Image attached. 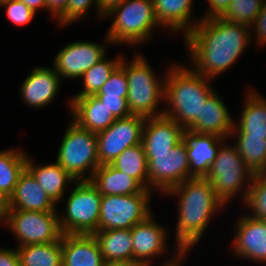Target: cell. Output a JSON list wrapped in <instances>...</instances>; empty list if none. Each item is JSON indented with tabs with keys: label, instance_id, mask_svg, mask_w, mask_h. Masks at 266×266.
Instances as JSON below:
<instances>
[{
	"label": "cell",
	"instance_id": "10",
	"mask_svg": "<svg viewBox=\"0 0 266 266\" xmlns=\"http://www.w3.org/2000/svg\"><path fill=\"white\" fill-rule=\"evenodd\" d=\"M19 242L17 247L61 239L58 212L10 210L4 222Z\"/></svg>",
	"mask_w": 266,
	"mask_h": 266
},
{
	"label": "cell",
	"instance_id": "29",
	"mask_svg": "<svg viewBox=\"0 0 266 266\" xmlns=\"http://www.w3.org/2000/svg\"><path fill=\"white\" fill-rule=\"evenodd\" d=\"M111 165L148 189V161L142 143L125 149Z\"/></svg>",
	"mask_w": 266,
	"mask_h": 266
},
{
	"label": "cell",
	"instance_id": "38",
	"mask_svg": "<svg viewBox=\"0 0 266 266\" xmlns=\"http://www.w3.org/2000/svg\"><path fill=\"white\" fill-rule=\"evenodd\" d=\"M111 112L116 119L126 118L131 115L127 98L97 97Z\"/></svg>",
	"mask_w": 266,
	"mask_h": 266
},
{
	"label": "cell",
	"instance_id": "11",
	"mask_svg": "<svg viewBox=\"0 0 266 266\" xmlns=\"http://www.w3.org/2000/svg\"><path fill=\"white\" fill-rule=\"evenodd\" d=\"M148 161V189L164 194L176 185L192 178L186 143L182 140L169 153L145 154Z\"/></svg>",
	"mask_w": 266,
	"mask_h": 266
},
{
	"label": "cell",
	"instance_id": "37",
	"mask_svg": "<svg viewBox=\"0 0 266 266\" xmlns=\"http://www.w3.org/2000/svg\"><path fill=\"white\" fill-rule=\"evenodd\" d=\"M0 7L6 8V16L12 25L23 26L30 23L36 13L18 0H0Z\"/></svg>",
	"mask_w": 266,
	"mask_h": 266
},
{
	"label": "cell",
	"instance_id": "47",
	"mask_svg": "<svg viewBox=\"0 0 266 266\" xmlns=\"http://www.w3.org/2000/svg\"><path fill=\"white\" fill-rule=\"evenodd\" d=\"M103 266H143L140 263L136 261H130V262H107L105 261Z\"/></svg>",
	"mask_w": 266,
	"mask_h": 266
},
{
	"label": "cell",
	"instance_id": "40",
	"mask_svg": "<svg viewBox=\"0 0 266 266\" xmlns=\"http://www.w3.org/2000/svg\"><path fill=\"white\" fill-rule=\"evenodd\" d=\"M208 9L200 18L220 17L229 7L232 0H206Z\"/></svg>",
	"mask_w": 266,
	"mask_h": 266
},
{
	"label": "cell",
	"instance_id": "26",
	"mask_svg": "<svg viewBox=\"0 0 266 266\" xmlns=\"http://www.w3.org/2000/svg\"><path fill=\"white\" fill-rule=\"evenodd\" d=\"M90 181L101 195H131L145 189L136 179L111 164L100 165Z\"/></svg>",
	"mask_w": 266,
	"mask_h": 266
},
{
	"label": "cell",
	"instance_id": "19",
	"mask_svg": "<svg viewBox=\"0 0 266 266\" xmlns=\"http://www.w3.org/2000/svg\"><path fill=\"white\" fill-rule=\"evenodd\" d=\"M183 140L192 177H205L217 156L221 144L228 140L214 134H199L185 130Z\"/></svg>",
	"mask_w": 266,
	"mask_h": 266
},
{
	"label": "cell",
	"instance_id": "30",
	"mask_svg": "<svg viewBox=\"0 0 266 266\" xmlns=\"http://www.w3.org/2000/svg\"><path fill=\"white\" fill-rule=\"evenodd\" d=\"M28 154L17 149L0 150V191L10 196L26 168Z\"/></svg>",
	"mask_w": 266,
	"mask_h": 266
},
{
	"label": "cell",
	"instance_id": "21",
	"mask_svg": "<svg viewBox=\"0 0 266 266\" xmlns=\"http://www.w3.org/2000/svg\"><path fill=\"white\" fill-rule=\"evenodd\" d=\"M69 107L71 120L92 133L97 134L116 121L114 115L95 95L71 99Z\"/></svg>",
	"mask_w": 266,
	"mask_h": 266
},
{
	"label": "cell",
	"instance_id": "2",
	"mask_svg": "<svg viewBox=\"0 0 266 266\" xmlns=\"http://www.w3.org/2000/svg\"><path fill=\"white\" fill-rule=\"evenodd\" d=\"M178 198L175 246L190 251L200 242L210 220L225 203L215 194L205 177H192L165 193Z\"/></svg>",
	"mask_w": 266,
	"mask_h": 266
},
{
	"label": "cell",
	"instance_id": "41",
	"mask_svg": "<svg viewBox=\"0 0 266 266\" xmlns=\"http://www.w3.org/2000/svg\"><path fill=\"white\" fill-rule=\"evenodd\" d=\"M0 266H20L17 249L0 248Z\"/></svg>",
	"mask_w": 266,
	"mask_h": 266
},
{
	"label": "cell",
	"instance_id": "20",
	"mask_svg": "<svg viewBox=\"0 0 266 266\" xmlns=\"http://www.w3.org/2000/svg\"><path fill=\"white\" fill-rule=\"evenodd\" d=\"M9 205L10 210L58 212L56 204L26 168L9 196Z\"/></svg>",
	"mask_w": 266,
	"mask_h": 266
},
{
	"label": "cell",
	"instance_id": "4",
	"mask_svg": "<svg viewBox=\"0 0 266 266\" xmlns=\"http://www.w3.org/2000/svg\"><path fill=\"white\" fill-rule=\"evenodd\" d=\"M120 65L125 69L128 94L127 102L131 115L151 118L162 116L164 102L166 73L157 79L150 64L142 54L135 53L130 62L123 57Z\"/></svg>",
	"mask_w": 266,
	"mask_h": 266
},
{
	"label": "cell",
	"instance_id": "43",
	"mask_svg": "<svg viewBox=\"0 0 266 266\" xmlns=\"http://www.w3.org/2000/svg\"><path fill=\"white\" fill-rule=\"evenodd\" d=\"M126 0H98L99 13L105 17L114 7L121 5Z\"/></svg>",
	"mask_w": 266,
	"mask_h": 266
},
{
	"label": "cell",
	"instance_id": "28",
	"mask_svg": "<svg viewBox=\"0 0 266 266\" xmlns=\"http://www.w3.org/2000/svg\"><path fill=\"white\" fill-rule=\"evenodd\" d=\"M20 266H62L61 239L46 244L17 247Z\"/></svg>",
	"mask_w": 266,
	"mask_h": 266
},
{
	"label": "cell",
	"instance_id": "12",
	"mask_svg": "<svg viewBox=\"0 0 266 266\" xmlns=\"http://www.w3.org/2000/svg\"><path fill=\"white\" fill-rule=\"evenodd\" d=\"M146 118L130 115L116 119L107 129L96 134L99 164H111L125 149L142 143Z\"/></svg>",
	"mask_w": 266,
	"mask_h": 266
},
{
	"label": "cell",
	"instance_id": "48",
	"mask_svg": "<svg viewBox=\"0 0 266 266\" xmlns=\"http://www.w3.org/2000/svg\"><path fill=\"white\" fill-rule=\"evenodd\" d=\"M263 5L266 6V0H262Z\"/></svg>",
	"mask_w": 266,
	"mask_h": 266
},
{
	"label": "cell",
	"instance_id": "23",
	"mask_svg": "<svg viewBox=\"0 0 266 266\" xmlns=\"http://www.w3.org/2000/svg\"><path fill=\"white\" fill-rule=\"evenodd\" d=\"M240 120L234 123L231 137H264L266 139V99L254 89L245 94Z\"/></svg>",
	"mask_w": 266,
	"mask_h": 266
},
{
	"label": "cell",
	"instance_id": "16",
	"mask_svg": "<svg viewBox=\"0 0 266 266\" xmlns=\"http://www.w3.org/2000/svg\"><path fill=\"white\" fill-rule=\"evenodd\" d=\"M61 78L53 67H35L24 79L20 96L29 107H46L55 100Z\"/></svg>",
	"mask_w": 266,
	"mask_h": 266
},
{
	"label": "cell",
	"instance_id": "32",
	"mask_svg": "<svg viewBox=\"0 0 266 266\" xmlns=\"http://www.w3.org/2000/svg\"><path fill=\"white\" fill-rule=\"evenodd\" d=\"M105 56L98 63L88 69L82 79L83 90L74 95L72 99L84 97L87 95H95L102 85L109 79L113 71L120 65L123 56L118 55L114 60L106 59Z\"/></svg>",
	"mask_w": 266,
	"mask_h": 266
},
{
	"label": "cell",
	"instance_id": "44",
	"mask_svg": "<svg viewBox=\"0 0 266 266\" xmlns=\"http://www.w3.org/2000/svg\"><path fill=\"white\" fill-rule=\"evenodd\" d=\"M175 249L176 253L172 256L173 258L168 259L162 266H181L183 259L187 258L188 251H183L179 246H176Z\"/></svg>",
	"mask_w": 266,
	"mask_h": 266
},
{
	"label": "cell",
	"instance_id": "3",
	"mask_svg": "<svg viewBox=\"0 0 266 266\" xmlns=\"http://www.w3.org/2000/svg\"><path fill=\"white\" fill-rule=\"evenodd\" d=\"M212 79L197 74L191 67L173 63L166 70L164 116L175 120L185 130L200 117L203 104L214 91ZM168 108V109H167Z\"/></svg>",
	"mask_w": 266,
	"mask_h": 266
},
{
	"label": "cell",
	"instance_id": "7",
	"mask_svg": "<svg viewBox=\"0 0 266 266\" xmlns=\"http://www.w3.org/2000/svg\"><path fill=\"white\" fill-rule=\"evenodd\" d=\"M70 121L55 161L76 181L90 180L100 166L96 133Z\"/></svg>",
	"mask_w": 266,
	"mask_h": 266
},
{
	"label": "cell",
	"instance_id": "36",
	"mask_svg": "<svg viewBox=\"0 0 266 266\" xmlns=\"http://www.w3.org/2000/svg\"><path fill=\"white\" fill-rule=\"evenodd\" d=\"M91 5H95L98 18L103 16L99 13L98 0H69L66 11L57 19L59 26H68L74 21L85 18L88 11H90Z\"/></svg>",
	"mask_w": 266,
	"mask_h": 266
},
{
	"label": "cell",
	"instance_id": "18",
	"mask_svg": "<svg viewBox=\"0 0 266 266\" xmlns=\"http://www.w3.org/2000/svg\"><path fill=\"white\" fill-rule=\"evenodd\" d=\"M234 119L224 101L214 90L203 104L200 117L186 129L199 134H214L229 139L234 128Z\"/></svg>",
	"mask_w": 266,
	"mask_h": 266
},
{
	"label": "cell",
	"instance_id": "6",
	"mask_svg": "<svg viewBox=\"0 0 266 266\" xmlns=\"http://www.w3.org/2000/svg\"><path fill=\"white\" fill-rule=\"evenodd\" d=\"M225 144V141L221 144L205 178L211 183L215 194L225 205L240 193L242 194L241 202H244L254 174L244 164L235 145Z\"/></svg>",
	"mask_w": 266,
	"mask_h": 266
},
{
	"label": "cell",
	"instance_id": "8",
	"mask_svg": "<svg viewBox=\"0 0 266 266\" xmlns=\"http://www.w3.org/2000/svg\"><path fill=\"white\" fill-rule=\"evenodd\" d=\"M102 195L90 180L74 183L69 193L65 213L59 214L63 234H93L98 231Z\"/></svg>",
	"mask_w": 266,
	"mask_h": 266
},
{
	"label": "cell",
	"instance_id": "42",
	"mask_svg": "<svg viewBox=\"0 0 266 266\" xmlns=\"http://www.w3.org/2000/svg\"><path fill=\"white\" fill-rule=\"evenodd\" d=\"M69 0H46L49 14L57 20L65 11Z\"/></svg>",
	"mask_w": 266,
	"mask_h": 266
},
{
	"label": "cell",
	"instance_id": "15",
	"mask_svg": "<svg viewBox=\"0 0 266 266\" xmlns=\"http://www.w3.org/2000/svg\"><path fill=\"white\" fill-rule=\"evenodd\" d=\"M151 214L131 229L133 241V261L143 266H151L152 257H159L167 251V229L156 222Z\"/></svg>",
	"mask_w": 266,
	"mask_h": 266
},
{
	"label": "cell",
	"instance_id": "22",
	"mask_svg": "<svg viewBox=\"0 0 266 266\" xmlns=\"http://www.w3.org/2000/svg\"><path fill=\"white\" fill-rule=\"evenodd\" d=\"M62 266H103L104 259L92 234H63Z\"/></svg>",
	"mask_w": 266,
	"mask_h": 266
},
{
	"label": "cell",
	"instance_id": "13",
	"mask_svg": "<svg viewBox=\"0 0 266 266\" xmlns=\"http://www.w3.org/2000/svg\"><path fill=\"white\" fill-rule=\"evenodd\" d=\"M107 48L90 41H75L60 49L53 61V68L60 78L76 79L107 54Z\"/></svg>",
	"mask_w": 266,
	"mask_h": 266
},
{
	"label": "cell",
	"instance_id": "45",
	"mask_svg": "<svg viewBox=\"0 0 266 266\" xmlns=\"http://www.w3.org/2000/svg\"><path fill=\"white\" fill-rule=\"evenodd\" d=\"M10 211L9 196L0 191V223H4Z\"/></svg>",
	"mask_w": 266,
	"mask_h": 266
},
{
	"label": "cell",
	"instance_id": "5",
	"mask_svg": "<svg viewBox=\"0 0 266 266\" xmlns=\"http://www.w3.org/2000/svg\"><path fill=\"white\" fill-rule=\"evenodd\" d=\"M113 16L105 41L107 44L140 45L150 41L158 23L153 0H126L114 7L104 18Z\"/></svg>",
	"mask_w": 266,
	"mask_h": 266
},
{
	"label": "cell",
	"instance_id": "25",
	"mask_svg": "<svg viewBox=\"0 0 266 266\" xmlns=\"http://www.w3.org/2000/svg\"><path fill=\"white\" fill-rule=\"evenodd\" d=\"M27 156L26 169L33 175L49 198L57 205L64 198L67 184L76 183V180L64 170L56 161L52 164L38 166Z\"/></svg>",
	"mask_w": 266,
	"mask_h": 266
},
{
	"label": "cell",
	"instance_id": "17",
	"mask_svg": "<svg viewBox=\"0 0 266 266\" xmlns=\"http://www.w3.org/2000/svg\"><path fill=\"white\" fill-rule=\"evenodd\" d=\"M185 129L167 116L146 118L142 130L145 154H162L183 140Z\"/></svg>",
	"mask_w": 266,
	"mask_h": 266
},
{
	"label": "cell",
	"instance_id": "14",
	"mask_svg": "<svg viewBox=\"0 0 266 266\" xmlns=\"http://www.w3.org/2000/svg\"><path fill=\"white\" fill-rule=\"evenodd\" d=\"M242 215L235 222L232 250L241 259L266 264V221Z\"/></svg>",
	"mask_w": 266,
	"mask_h": 266
},
{
	"label": "cell",
	"instance_id": "35",
	"mask_svg": "<svg viewBox=\"0 0 266 266\" xmlns=\"http://www.w3.org/2000/svg\"><path fill=\"white\" fill-rule=\"evenodd\" d=\"M128 82L125 69L119 65L109 79L102 85L95 94L96 97H118L127 98Z\"/></svg>",
	"mask_w": 266,
	"mask_h": 266
},
{
	"label": "cell",
	"instance_id": "9",
	"mask_svg": "<svg viewBox=\"0 0 266 266\" xmlns=\"http://www.w3.org/2000/svg\"><path fill=\"white\" fill-rule=\"evenodd\" d=\"M151 190L131 195H102L98 230L132 229L151 214Z\"/></svg>",
	"mask_w": 266,
	"mask_h": 266
},
{
	"label": "cell",
	"instance_id": "27",
	"mask_svg": "<svg viewBox=\"0 0 266 266\" xmlns=\"http://www.w3.org/2000/svg\"><path fill=\"white\" fill-rule=\"evenodd\" d=\"M92 235L97 240L104 261H133L131 229L98 230Z\"/></svg>",
	"mask_w": 266,
	"mask_h": 266
},
{
	"label": "cell",
	"instance_id": "33",
	"mask_svg": "<svg viewBox=\"0 0 266 266\" xmlns=\"http://www.w3.org/2000/svg\"><path fill=\"white\" fill-rule=\"evenodd\" d=\"M263 6L262 0H232L228 9L220 16L232 23L251 25Z\"/></svg>",
	"mask_w": 266,
	"mask_h": 266
},
{
	"label": "cell",
	"instance_id": "39",
	"mask_svg": "<svg viewBox=\"0 0 266 266\" xmlns=\"http://www.w3.org/2000/svg\"><path fill=\"white\" fill-rule=\"evenodd\" d=\"M253 27V28H252ZM250 29H253L255 33V42L258 46H265L266 44V6H262L261 11L255 18L254 22L250 25Z\"/></svg>",
	"mask_w": 266,
	"mask_h": 266
},
{
	"label": "cell",
	"instance_id": "46",
	"mask_svg": "<svg viewBox=\"0 0 266 266\" xmlns=\"http://www.w3.org/2000/svg\"><path fill=\"white\" fill-rule=\"evenodd\" d=\"M23 2L25 5H27L31 10H33L35 13L37 10L47 9L46 0H18Z\"/></svg>",
	"mask_w": 266,
	"mask_h": 266
},
{
	"label": "cell",
	"instance_id": "24",
	"mask_svg": "<svg viewBox=\"0 0 266 266\" xmlns=\"http://www.w3.org/2000/svg\"><path fill=\"white\" fill-rule=\"evenodd\" d=\"M193 3L194 0H153L155 17L163 29L172 33L183 31L185 37L201 20L191 19Z\"/></svg>",
	"mask_w": 266,
	"mask_h": 266
},
{
	"label": "cell",
	"instance_id": "1",
	"mask_svg": "<svg viewBox=\"0 0 266 266\" xmlns=\"http://www.w3.org/2000/svg\"><path fill=\"white\" fill-rule=\"evenodd\" d=\"M251 31L249 25L221 17L201 18L184 37L191 68L210 79L223 74L252 42Z\"/></svg>",
	"mask_w": 266,
	"mask_h": 266
},
{
	"label": "cell",
	"instance_id": "31",
	"mask_svg": "<svg viewBox=\"0 0 266 266\" xmlns=\"http://www.w3.org/2000/svg\"><path fill=\"white\" fill-rule=\"evenodd\" d=\"M235 147L244 164L253 174L266 173V139L264 137H234Z\"/></svg>",
	"mask_w": 266,
	"mask_h": 266
},
{
	"label": "cell",
	"instance_id": "34",
	"mask_svg": "<svg viewBox=\"0 0 266 266\" xmlns=\"http://www.w3.org/2000/svg\"><path fill=\"white\" fill-rule=\"evenodd\" d=\"M251 217L266 221V173L254 174L245 201Z\"/></svg>",
	"mask_w": 266,
	"mask_h": 266
}]
</instances>
